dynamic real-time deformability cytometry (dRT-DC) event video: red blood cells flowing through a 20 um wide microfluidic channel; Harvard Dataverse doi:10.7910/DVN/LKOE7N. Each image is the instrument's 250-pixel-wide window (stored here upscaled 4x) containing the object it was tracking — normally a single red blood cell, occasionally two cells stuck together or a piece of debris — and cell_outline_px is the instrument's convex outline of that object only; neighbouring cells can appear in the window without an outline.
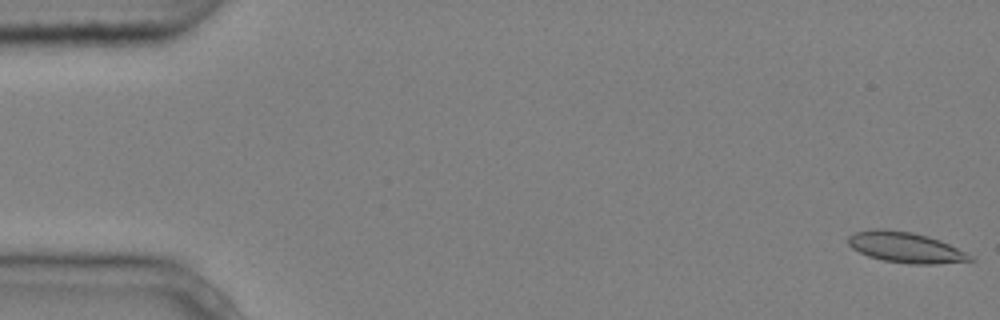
{"species": "common noctule bat (a hibernating species)", "species_latin": "Nyctalus noctula", "temperature_condition": "cold", "stored_images_in_passage": 5, "camera_frame_rate_fps": 3000, "um_per_image_px": 0.085, "animal": {"sex": "male", "body_mass_g": 20.4}, "frame": {"image": 1, "passage_image": 1, "time_ms": 0.0, "image_size_px": [1000, 320], "cell_outline_px": [[976, 260], [936, 264], [912, 264], [884, 260], [868, 256], [852, 248], [848, 244], [848, 236], [856, 232], [872, 228], [884, 228], [912, 232], [928, 236], [940, 240], [972, 256]], "centroid_in_image_um": [76.94, 21.01], "position_along_channel_um": 8.1, "area_um2": 21.68}}
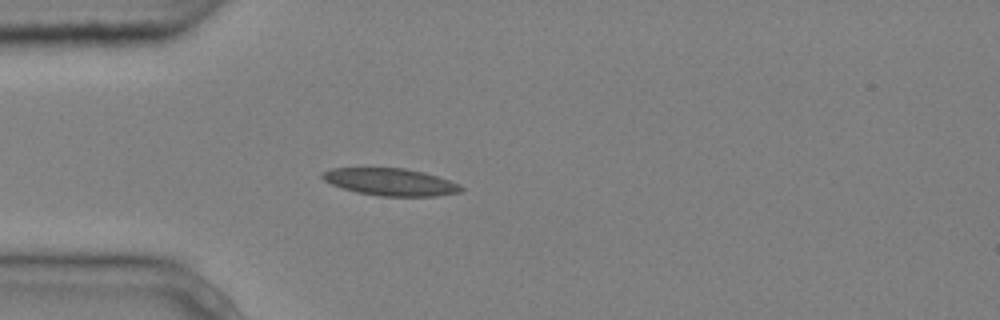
{"frame": {"image": 2, "passage_image": 5, "time_ms": 1.333, "image_size_px": [1000, 320], "cell_outline_px": [[464, 188], [460, 192], [436, 196], [380, 196], [356, 192], [332, 184], [324, 180], [320, 176], [320, 172], [332, 168], [404, 168], [424, 172], [460, 184]], "centroid_in_image_um": [33.18, 15.46], "position_along_channel_um": 51.8, "area_um2": 21.96}}